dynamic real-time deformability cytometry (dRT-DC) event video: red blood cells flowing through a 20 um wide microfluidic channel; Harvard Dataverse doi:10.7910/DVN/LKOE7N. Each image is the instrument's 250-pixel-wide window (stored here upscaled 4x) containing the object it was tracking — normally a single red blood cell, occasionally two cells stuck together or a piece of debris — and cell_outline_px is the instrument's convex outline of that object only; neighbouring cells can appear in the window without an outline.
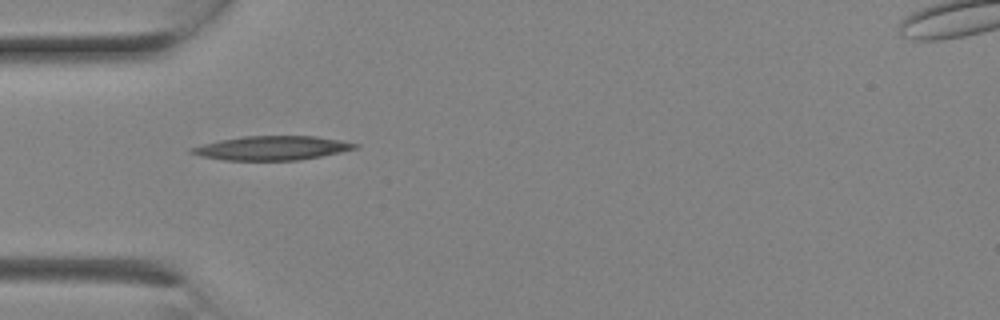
{"species": "Egyptian fruit bat (a non-hibernating species)", "species_latin": "Rousettus aegyptiacus", "temperature_condition": "room temperature", "stored_images_in_passage": 1, "camera_frame_rate_fps": 3000, "um_per_image_px": 0.085, "animal": {"sex": "female"}, "frame": {"image": 1, "passage_image": 1, "time_ms": 0.0, "image_size_px": [1000, 320], "cell_outline_px": [[360, 148], [320, 156], [296, 160], [224, 160], [204, 156], [188, 152], [188, 148], [220, 140], [244, 136], [316, 136], [340, 140], [360, 144]], "centroid_in_image_um": [23.15, 12.57], "position_along_channel_um": 61.8, "area_um2": 22.77}}